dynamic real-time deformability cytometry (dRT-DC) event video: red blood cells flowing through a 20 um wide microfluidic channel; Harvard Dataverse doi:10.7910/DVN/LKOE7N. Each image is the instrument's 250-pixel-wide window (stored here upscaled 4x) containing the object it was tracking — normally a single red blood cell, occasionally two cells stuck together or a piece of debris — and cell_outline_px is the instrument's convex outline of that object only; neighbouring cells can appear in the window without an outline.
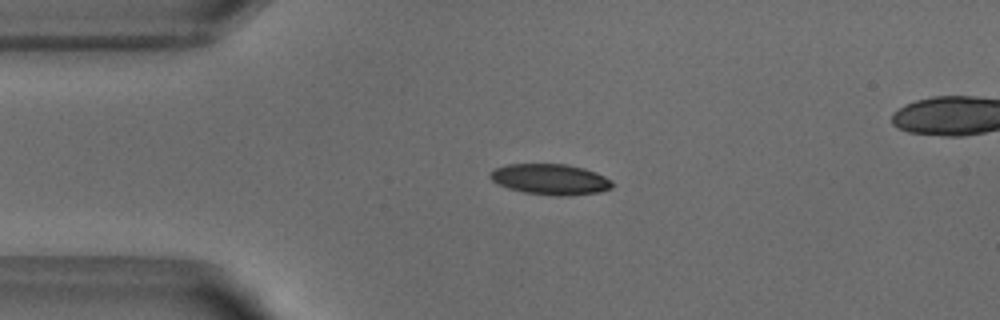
{"species": "common noctule bat (a hibernating species)", "species_latin": "Nyctalus noctula", "temperature_condition": "warm", "stored_images_in_passage": 40, "camera_frame_rate_fps": 3000, "um_per_image_px": 0.085, "animal": {"sex": "male", "body_mass_g": 18.8}, "frame": {"image": 1, "passage_image": 2, "time_ms": 0.333, "image_size_px": [1000, 320], "cell_outline_px": [[612, 188], [600, 192], [568, 196], [556, 196], [524, 192], [508, 188], [492, 180], [488, 176], [496, 168], [508, 164], [568, 164], [584, 168], [596, 172], [612, 180]], "centroid_in_image_um": [46.82, 15.24], "position_along_channel_um": 38.2, "area_um2": 21.85}}
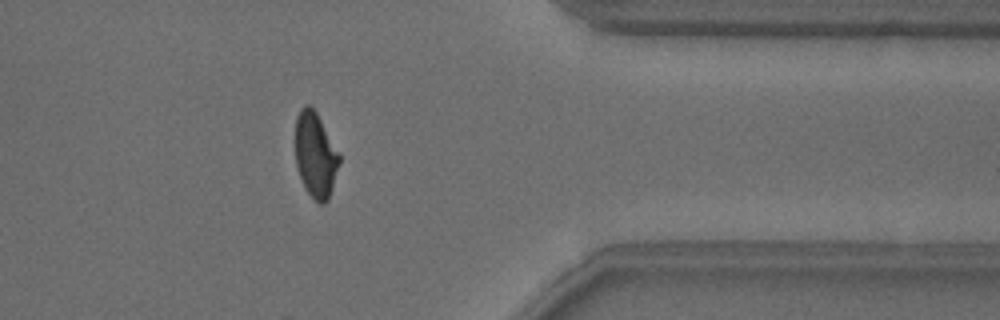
{"frame": {"image": 2, "passage_image": 32, "time_ms": 10.333, "image_size_px": [1000, 320], "cell_outline_px": [[340, 160], [332, 188], [328, 200], [324, 204], [320, 204], [308, 192], [300, 176], [296, 164], [296, 116], [300, 108], [304, 104], [308, 104], [316, 112], [340, 152]], "centroid_in_image_um": [26.82, 13.13], "position_along_channel_um": 384.6, "area_um2": 21.68}}
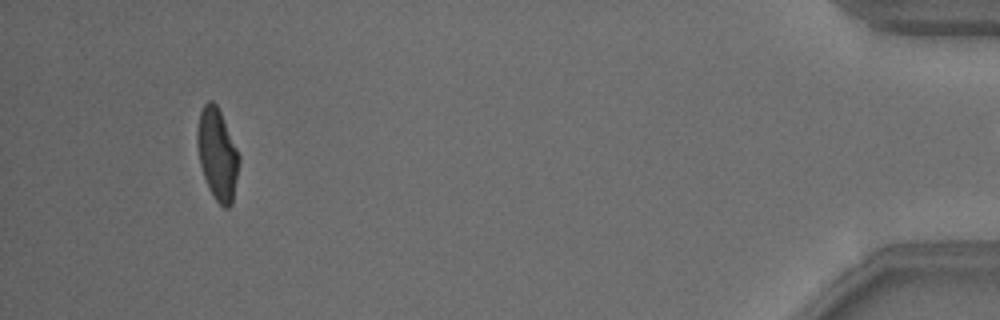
{"frame": {"image": 3, "passage_image": 39, "time_ms": 12.667, "image_size_px": [1000, 320], "cell_outline_px": [[240, 160], [232, 204], [228, 208], [224, 208], [216, 200], [208, 188], [200, 164], [196, 144], [196, 132], [200, 112], [204, 104], [208, 100], [212, 100], [216, 104], [220, 112], [240, 156]], "centroid_in_image_um": [18.46, 13.11], "position_along_channel_um": 416.7, "area_um2": 22.2}, "authors_computed_cell_mechanics": {"area_um2": 22.4553, "velocity_mm_per_s": 3.8694, "shape_relaxation_time_tau1_ms": 3.8257, "shape_relaxation_time_tau2_ms": 1.0423, "deformation_change_tau1": 0.1537, "deformation_change_tau2": 0.0655}}